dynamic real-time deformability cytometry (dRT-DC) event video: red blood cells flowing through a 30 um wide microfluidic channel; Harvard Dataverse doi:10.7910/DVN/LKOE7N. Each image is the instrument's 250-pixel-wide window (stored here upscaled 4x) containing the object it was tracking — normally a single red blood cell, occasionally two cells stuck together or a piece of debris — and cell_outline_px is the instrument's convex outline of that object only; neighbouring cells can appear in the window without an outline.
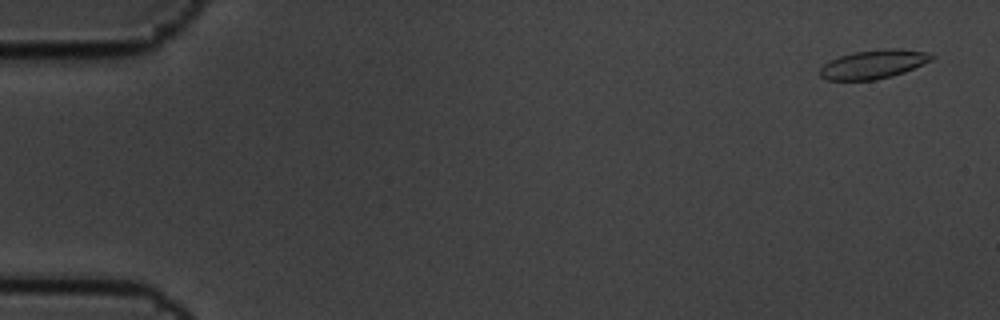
{"species": "common noctule bat (a hibernating species)", "species_latin": "Nyctalus noctula", "temperature_condition": "cold", "stored_images_in_passage": 10, "camera_frame_rate_fps": 3000, "um_per_image_px": 0.085, "animal": {"sex": "male", "body_mass_g": 19.5, "forearm_length_mm": 54.6}, "frame": {"image": 1, "passage_image": 1, "time_ms": 0.0, "image_size_px": [1000, 320], "cell_outline_px": [[936, 56], [932, 60], [904, 72], [892, 76], [876, 80], [824, 80], [820, 76], [820, 68], [824, 64], [840, 56], [856, 52], [888, 48], [900, 48], [924, 52]], "centroid_in_image_um": [74.25, 5.47], "position_along_channel_um": 10.8, "area_um2": 18.61}}
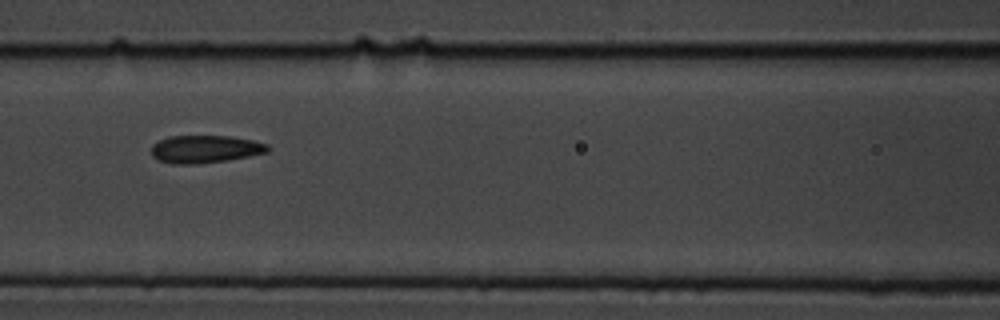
{"frame": {"image": 2, "passage_image": 7, "time_ms": 2.0, "image_size_px": [1000, 320], "cell_outline_px": [[268, 152], [228, 160], [196, 164], [172, 164], [160, 160], [152, 156], [152, 144], [168, 136], [232, 136], [252, 140], [268, 144]], "centroid_in_image_um": [17.43, 12.67], "position_along_channel_um": 149.2, "area_um2": 18.73}}
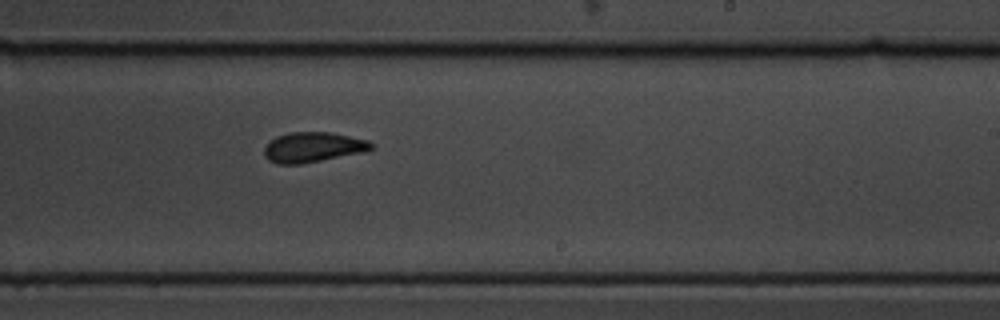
{"frame": {"image": 3, "passage_image": 10, "time_ms": 3.0, "image_size_px": [1000, 320], "cell_outline_px": [[372, 148], [360, 152], [300, 164], [276, 164], [268, 160], [264, 156], [264, 148], [276, 136], [288, 132], [328, 132], [368, 140], [372, 144]], "centroid_in_image_um": [26.52, 12.51], "position_along_channel_um": 262.5, "area_um2": 18.38}}